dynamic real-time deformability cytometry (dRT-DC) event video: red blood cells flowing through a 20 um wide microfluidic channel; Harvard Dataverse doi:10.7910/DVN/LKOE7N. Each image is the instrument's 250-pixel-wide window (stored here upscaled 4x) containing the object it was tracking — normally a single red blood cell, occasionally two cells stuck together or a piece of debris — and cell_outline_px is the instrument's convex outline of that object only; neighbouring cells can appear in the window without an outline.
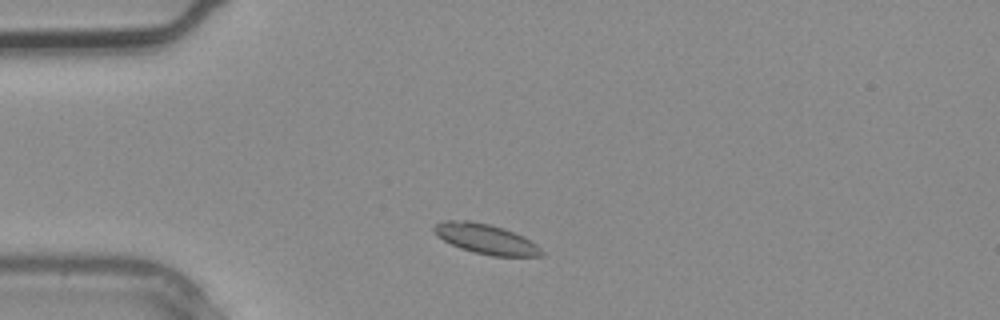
{"species": "common noctule bat (a hibernating species)", "species_latin": "Nyctalus noctula", "temperature_condition": "warm", "stored_images_in_passage": 2, "camera_frame_rate_fps": 3000, "um_per_image_px": 0.085, "animal": {"sex": "male", "body_mass_g": 20.4}, "frame": {"image": 1, "passage_image": 1, "time_ms": 0.0, "image_size_px": [1000, 320], "cell_outline_px": [[544, 256], [492, 256], [460, 248], [436, 236], [432, 228], [436, 224], [444, 220], [472, 220], [504, 228], [536, 244], [544, 252]], "centroid_in_image_um": [41.26, 20.3], "position_along_channel_um": 43.7, "area_um2": 18.55}}
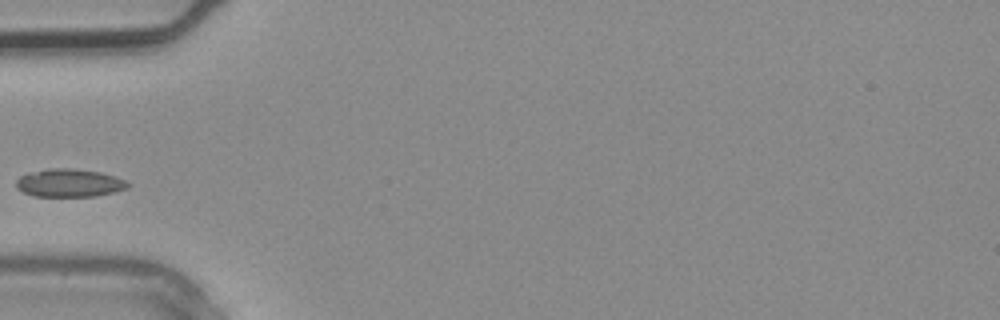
{"frame": {"image": 2, "passage_image": 2, "time_ms": 0.333, "image_size_px": [1000, 320], "cell_outline_px": [[132, 184], [128, 188], [96, 196], [32, 196], [16, 188], [16, 180], [20, 176], [28, 172], [48, 168], [68, 168], [100, 172], [116, 176]], "centroid_in_image_um": [5.88, 15.54], "position_along_channel_um": 79.1, "area_um2": 18.32}}